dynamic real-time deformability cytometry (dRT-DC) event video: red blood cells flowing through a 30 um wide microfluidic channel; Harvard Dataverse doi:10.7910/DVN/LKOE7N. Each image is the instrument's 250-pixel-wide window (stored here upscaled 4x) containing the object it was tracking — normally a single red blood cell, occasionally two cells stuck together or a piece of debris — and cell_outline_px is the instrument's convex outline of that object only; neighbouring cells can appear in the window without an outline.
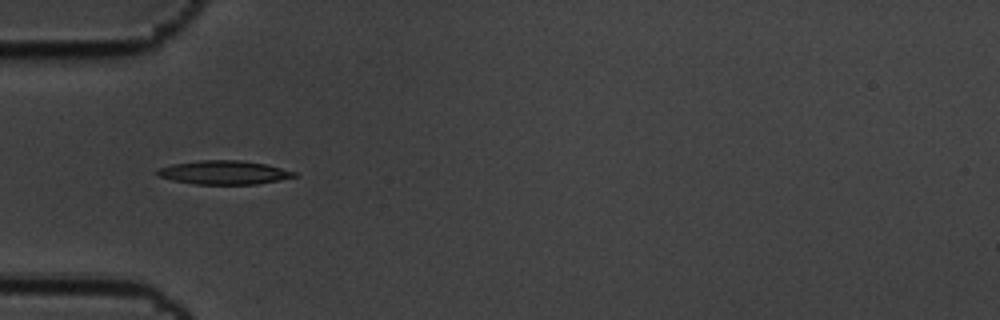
{"species": "common noctule bat (a hibernating species)", "species_latin": "Nyctalus noctula", "temperature_condition": "cold", "stored_images_in_passage": 6, "camera_frame_rate_fps": 3000, "um_per_image_px": 0.085, "animal": {"sex": "male", "body_mass_g": 19.5, "forearm_length_mm": 54.6}, "frame": {"image": 1, "passage_image": 5, "time_ms": 1.333, "image_size_px": [1000, 320], "cell_outline_px": [[296, 176], [280, 180], [256, 184], [196, 184], [172, 180], [156, 176], [156, 172], [160, 168], [172, 164], [200, 160], [240, 160], [264, 164], [296, 172]], "centroid_in_image_um": [19.0, 14.66], "position_along_channel_um": 66.0, "area_um2": 18.79}}
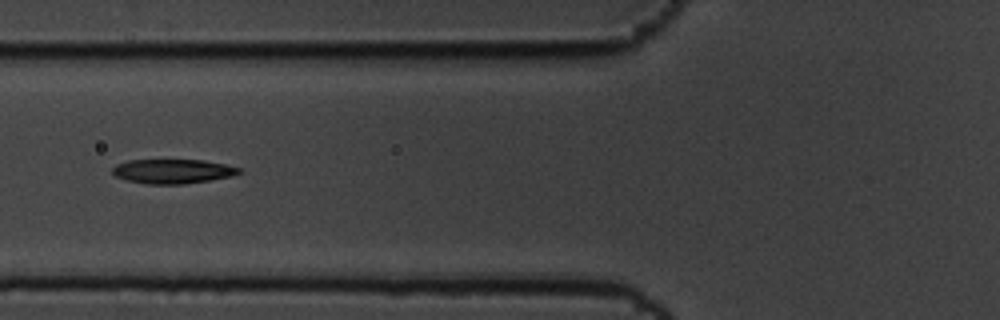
{"frame": {"image": 2, "passage_image": 6, "time_ms": 1.667, "image_size_px": [1000, 320], "cell_outline_px": [[244, 172], [232, 176], [184, 184], [148, 184], [128, 180], [116, 176], [112, 172], [112, 168], [116, 164], [128, 160], [204, 160], [224, 164], [240, 168]], "centroid_in_image_um": [14.7, 14.55], "position_along_channel_um": 111.1, "area_um2": 17.92}}